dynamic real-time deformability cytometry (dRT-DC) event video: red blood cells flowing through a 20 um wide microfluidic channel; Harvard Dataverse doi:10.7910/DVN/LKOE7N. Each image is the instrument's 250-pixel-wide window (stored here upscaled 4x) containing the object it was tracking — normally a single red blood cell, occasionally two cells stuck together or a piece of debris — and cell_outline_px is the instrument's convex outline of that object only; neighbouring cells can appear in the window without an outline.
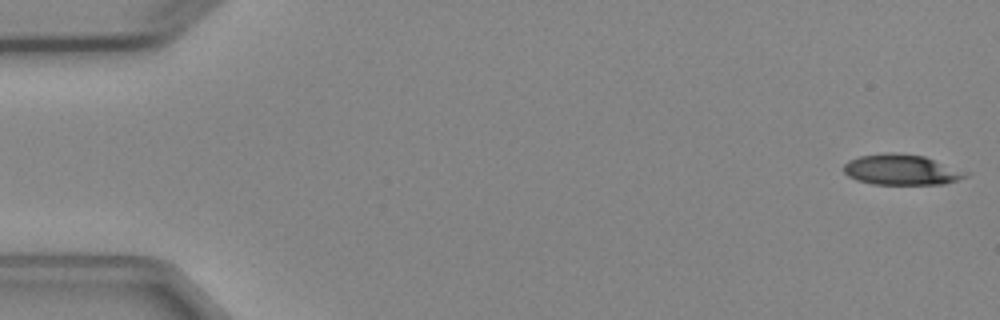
{"species": "Egyptian fruit bat (a non-hibernating species)", "species_latin": "Rousettus aegyptiacus", "temperature_condition": "cold", "stored_images_in_passage": 4, "camera_frame_rate_fps": 3000, "um_per_image_px": 0.085, "animal": {"sex": "female"}, "frame": {"image": 1, "passage_image": 1, "time_ms": 0.0, "image_size_px": [1000, 320], "cell_outline_px": [[968, 176], [944, 184], [872, 184], [856, 180], [848, 176], [844, 172], [844, 164], [848, 160], [860, 156], [884, 152], [892, 152], [924, 156], [968, 172]], "centroid_in_image_um": [76.59, 14.42], "position_along_channel_um": 8.4, "area_um2": 21.68}}
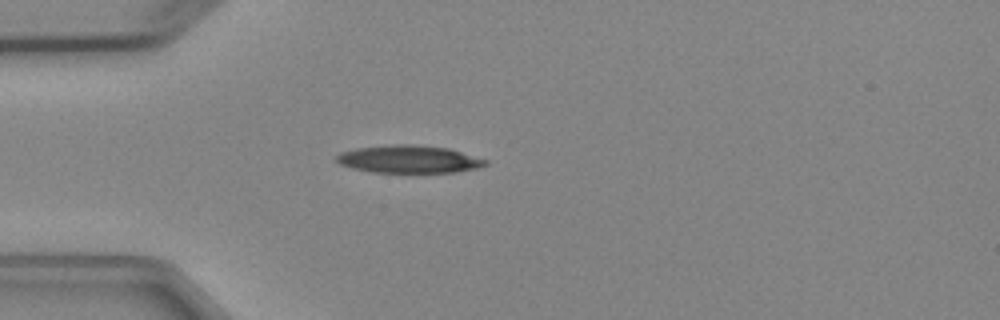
{"frame": {"image": 2, "passage_image": 4, "time_ms": 4.333, "image_size_px": [1000, 320], "cell_outline_px": [[488, 164], [476, 168], [456, 172], [372, 172], [352, 168], [340, 164], [336, 160], [336, 156], [340, 152], [356, 148], [392, 144], [412, 144], [448, 148], [488, 160]], "centroid_in_image_um": [34.74, 13.52], "position_along_channel_um": 50.3, "area_um2": 23.93}}